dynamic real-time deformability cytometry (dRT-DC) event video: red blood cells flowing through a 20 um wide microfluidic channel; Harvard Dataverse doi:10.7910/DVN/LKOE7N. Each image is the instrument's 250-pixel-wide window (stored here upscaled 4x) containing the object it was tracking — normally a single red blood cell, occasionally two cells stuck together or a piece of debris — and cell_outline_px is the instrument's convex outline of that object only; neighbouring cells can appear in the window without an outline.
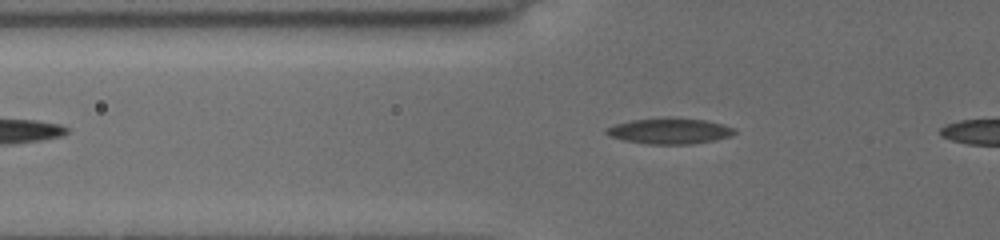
{"species": "common noctule bat (a hibernating species)", "species_latin": "Nyctalus noctula", "temperature_condition": "cold", "stored_images_in_passage": 19, "camera_frame_rate_fps": 3000, "um_per_image_px": 0.085, "animal": {"sex": "female", "body_mass_g": 19.5, "forearm_length_mm": 54.1}, "frame": {"image": 1, "passage_image": 9, "time_ms": 3.667, "image_size_px": [1000, 240], "cell_outline_px": [[736, 132], [732, 136], [712, 140], [688, 144], [648, 144], [624, 140], [612, 136], [604, 132], [604, 128], [616, 124], [632, 120], [664, 116], [676, 116], [708, 120], [724, 124], [736, 128]], "centroid_in_image_um": [56.95, 11.1], "position_along_channel_um": 68.8, "area_um2": 19.71}}
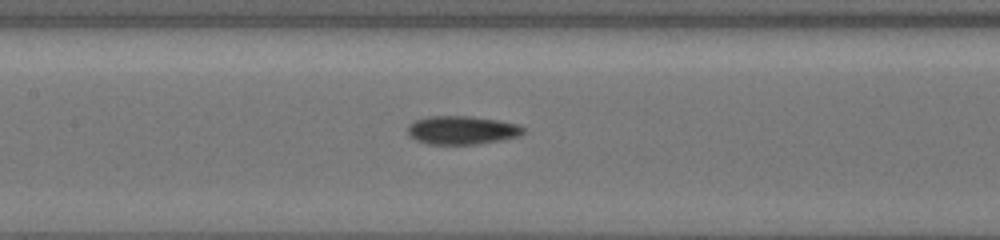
{"frame": {"image": 2, "passage_image": 15, "time_ms": 6.333, "image_size_px": [1000, 240], "cell_outline_px": [[524, 132], [516, 136], [500, 140], [476, 144], [428, 144], [416, 140], [408, 136], [408, 124], [416, 120], [428, 116], [472, 116], [500, 120], [520, 124], [524, 128]], "centroid_in_image_um": [39.25, 11.05], "position_along_channel_um": 168.2, "area_um2": 19.25}}
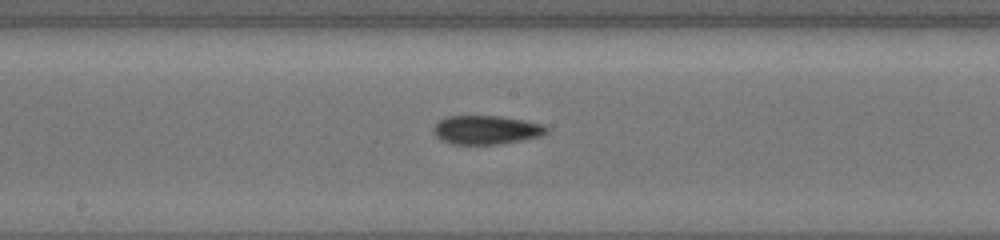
{"frame": {"image": 3, "passage_image": 18, "time_ms": 7.333, "image_size_px": [1000, 240], "cell_outline_px": [[548, 132], [540, 136], [520, 140], [496, 144], [452, 144], [440, 140], [432, 132], [432, 128], [440, 120], [448, 116], [500, 116], [524, 120], [544, 124], [548, 128]], "centroid_in_image_um": [41.31, 11.04], "position_along_channel_um": 206.9, "area_um2": 18.96}}